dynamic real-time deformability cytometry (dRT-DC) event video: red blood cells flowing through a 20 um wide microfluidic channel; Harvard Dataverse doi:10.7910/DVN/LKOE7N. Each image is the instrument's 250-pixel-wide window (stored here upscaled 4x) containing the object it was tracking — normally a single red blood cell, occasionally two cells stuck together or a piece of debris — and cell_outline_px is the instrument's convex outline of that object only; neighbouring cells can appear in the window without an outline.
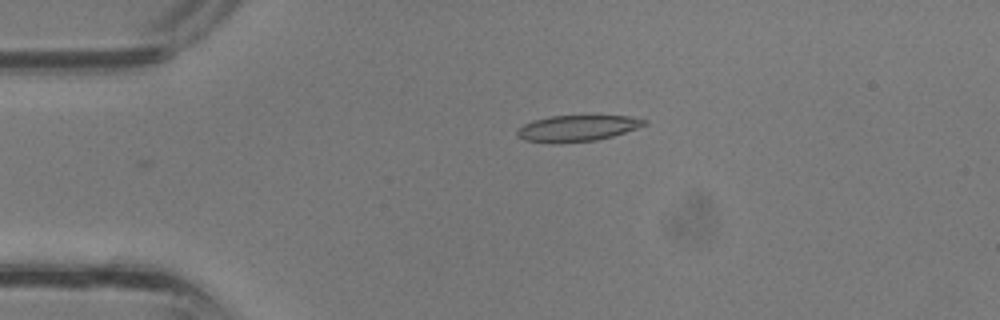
{"species": "common noctule bat (a hibernating species)", "species_latin": "Nyctalus noctula", "temperature_condition": "room temperature", "stored_images_in_passage": 29, "camera_frame_rate_fps": 3000, "um_per_image_px": 0.085, "animal": {"sex": "male", "body_mass_g": 13.3}, "frame": {"image": 1, "passage_image": 1, "time_ms": 0.0, "image_size_px": [1000, 320], "cell_outline_px": [[648, 124], [612, 136], [596, 140], [524, 140], [516, 136], [516, 128], [532, 120], [548, 116], [628, 116], [648, 120]], "centroid_in_image_um": [49.08, 10.84], "position_along_channel_um": 35.9, "area_um2": 18.5}}
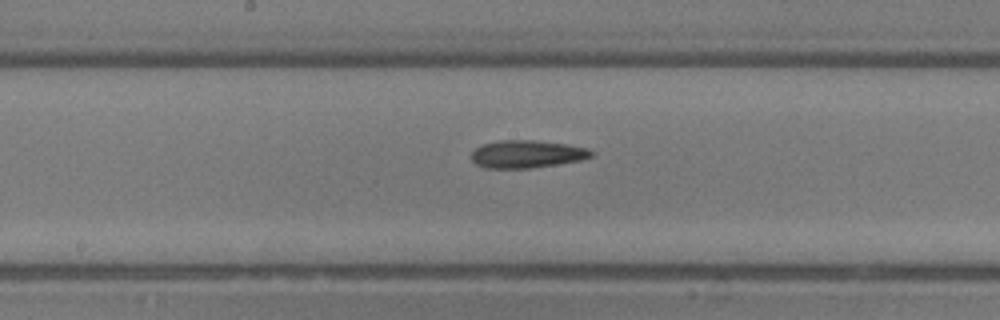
{"frame": {"image": 2, "passage_image": 12, "time_ms": 3.667, "image_size_px": [1000, 320], "cell_outline_px": [[592, 156], [580, 160], [532, 168], [484, 168], [476, 164], [472, 160], [472, 152], [476, 148], [484, 144], [500, 140], [536, 140], [568, 144], [588, 148], [592, 152]], "centroid_in_image_um": [44.78, 13.09], "position_along_channel_um": 203.4, "area_um2": 19.25}}
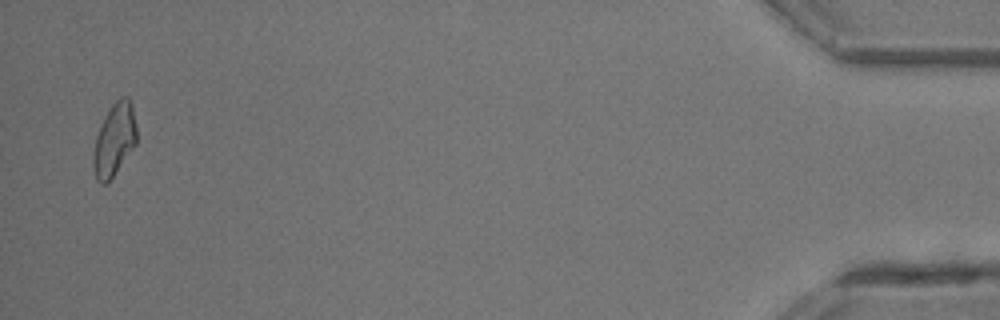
{"frame": {"image": 3, "passage_image": 29, "time_ms": 9.333, "image_size_px": [1000, 320], "cell_outline_px": [[136, 144], [112, 176], [104, 184], [100, 184], [96, 180], [92, 164], [92, 160], [96, 136], [112, 104], [120, 96], [128, 96], [132, 108], [136, 128]], "centroid_in_image_um": [9.71, 11.88], "position_along_channel_um": 425.5, "area_um2": 17.86}}